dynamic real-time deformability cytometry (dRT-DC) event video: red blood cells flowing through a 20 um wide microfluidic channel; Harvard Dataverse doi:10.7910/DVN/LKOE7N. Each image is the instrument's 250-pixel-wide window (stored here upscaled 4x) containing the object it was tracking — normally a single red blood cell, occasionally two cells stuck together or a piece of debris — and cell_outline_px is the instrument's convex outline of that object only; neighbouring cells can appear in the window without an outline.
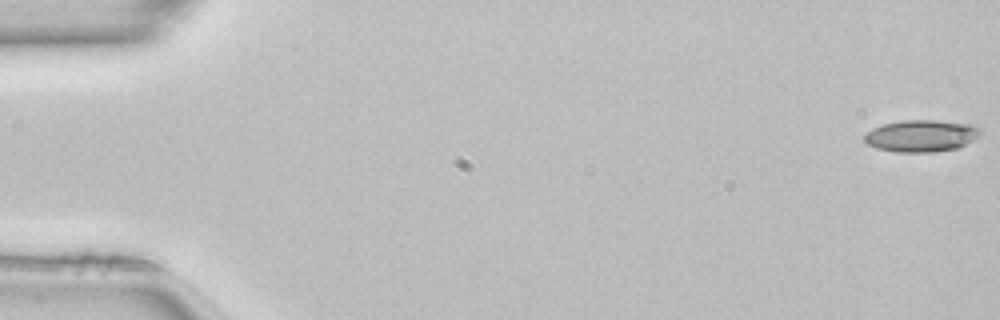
{"species": "common noctule bat (a hibernating species)", "species_latin": "Nyctalus noctula", "temperature_condition": "room temperature", "stored_images_in_passage": 50, "camera_frame_rate_fps": 3000, "um_per_image_px": 0.085, "animal": {"sex": "female", "body_mass_g": 22.7, "forearm_length_mm": 54.2}, "frame": {"image": 1, "passage_image": 1, "time_ms": 0.0, "image_size_px": [1000, 320], "cell_outline_px": [[980, 136], [960, 148], [932, 152], [896, 152], [876, 148], [868, 144], [864, 140], [864, 136], [872, 128], [884, 124], [900, 120], [936, 120], [972, 124], [980, 128]], "centroid_in_image_um": [78.34, 11.54], "position_along_channel_um": 6.7, "area_um2": 21.73}}
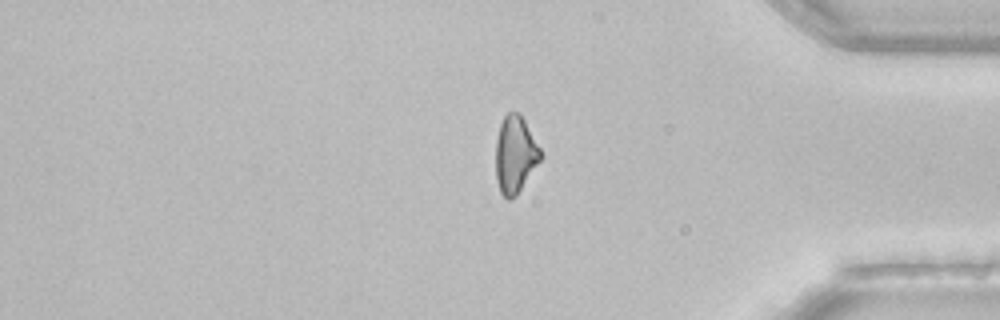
{"frame": {"image": 2, "passage_image": 42, "time_ms": 13.667, "image_size_px": [1000, 320], "cell_outline_px": [[544, 156], [516, 196], [508, 200], [500, 192], [496, 180], [496, 140], [500, 124], [504, 116], [508, 112], [520, 112], [540, 148]], "centroid_in_image_um": [43.8, 13.14], "position_along_channel_um": 391.4, "area_um2": 20.29}}
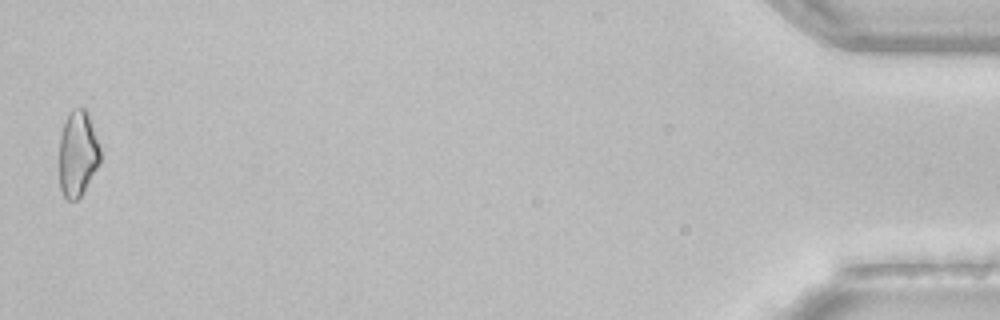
{"frame": {"image": 3, "passage_image": 50, "time_ms": 16.333, "image_size_px": [1000, 320], "cell_outline_px": [[100, 164], [84, 192], [76, 200], [68, 200], [64, 196], [60, 188], [60, 136], [68, 112], [72, 108], [84, 108], [88, 112], [100, 148]], "centroid_in_image_um": [6.62, 13.06], "position_along_channel_um": 428.6, "area_um2": 20.58}, "authors_computed_cell_mechanics": {"area_um2": 21.1837, "velocity_mm_per_s": 4.1136, "shape_relaxation_time_tau1_ms": 6.6481, "shape_relaxation_time_tau2_ms": null, "deformation_change_tau1": 0.1497, "deformation_change_tau2": null}}